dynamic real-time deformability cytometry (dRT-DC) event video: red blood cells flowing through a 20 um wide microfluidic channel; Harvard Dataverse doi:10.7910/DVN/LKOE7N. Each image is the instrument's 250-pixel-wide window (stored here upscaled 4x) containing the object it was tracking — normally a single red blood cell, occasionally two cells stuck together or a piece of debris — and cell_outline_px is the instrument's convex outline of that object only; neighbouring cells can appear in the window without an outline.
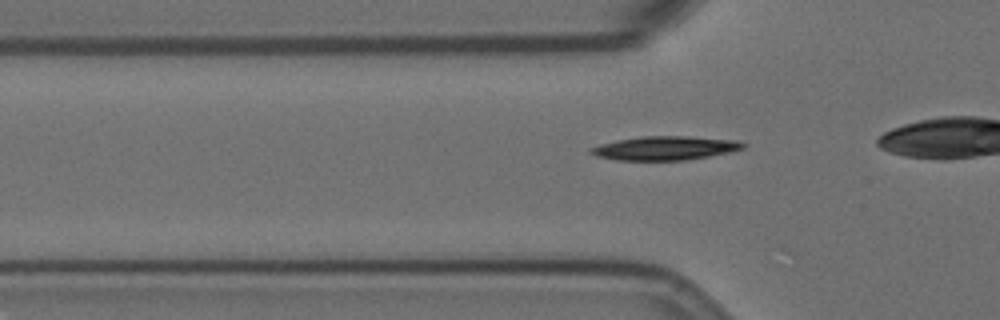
{"species": "Egyptian fruit bat (a non-hibernating species)", "species_latin": "Rousettus aegyptiacus", "temperature_condition": "room temperature", "stored_images_in_passage": 22, "camera_frame_rate_fps": 3000, "um_per_image_px": 0.085, "animal": {"sex": "female"}, "frame": {"image": 1, "passage_image": 4, "time_ms": 1.0, "image_size_px": [1000, 320], "cell_outline_px": [[748, 144], [744, 148], [732, 152], [684, 160], [616, 160], [596, 156], [588, 152], [588, 148], [600, 144], [616, 140], [640, 136], [688, 136], [736, 140]], "centroid_in_image_um": [56.51, 12.58], "position_along_channel_um": 69.3, "area_um2": 21.33}}
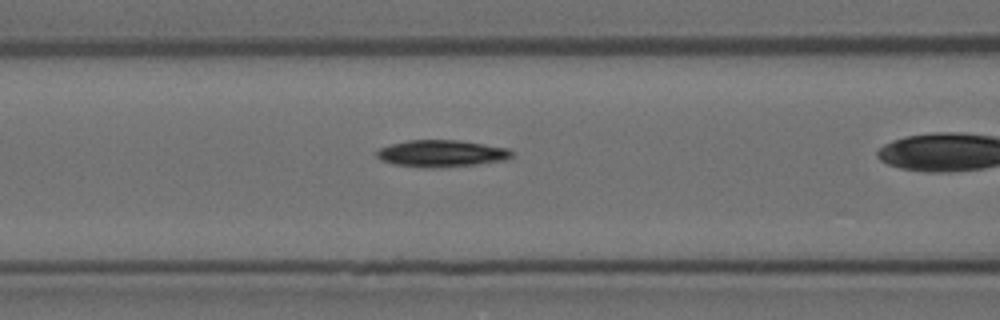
{"frame": {"image": 2, "passage_image": 9, "time_ms": 2.667, "image_size_px": [1000, 320], "cell_outline_px": [[512, 156], [504, 160], [476, 164], [432, 168], [392, 164], [380, 160], [376, 156], [376, 152], [380, 148], [392, 144], [408, 140], [456, 140], [484, 144], [508, 148], [512, 152]], "centroid_in_image_um": [37.49, 13.04], "position_along_channel_um": 129.1, "area_um2": 20.92}}
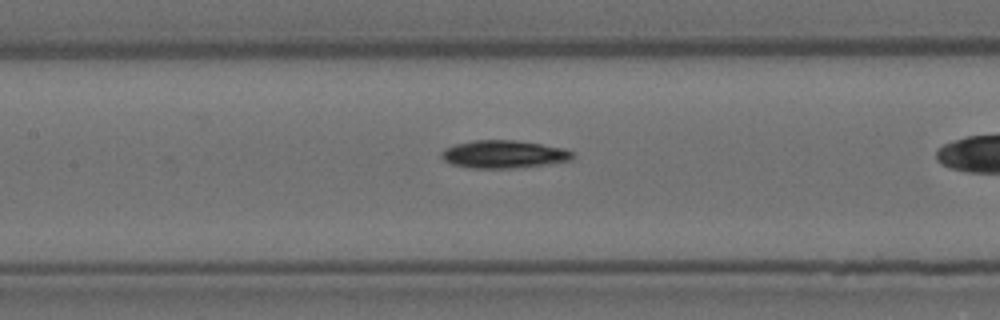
{"frame": {"image": 3, "passage_image": 12, "time_ms": 3.667, "image_size_px": [1000, 320], "cell_outline_px": [[572, 160], [544, 164], [512, 168], [472, 168], [452, 164], [444, 160], [440, 156], [440, 152], [444, 148], [456, 144], [472, 140], [516, 140], [564, 148], [572, 152]], "centroid_in_image_um": [42.76, 13.1], "position_along_channel_um": 164.6, "area_um2": 21.1}}